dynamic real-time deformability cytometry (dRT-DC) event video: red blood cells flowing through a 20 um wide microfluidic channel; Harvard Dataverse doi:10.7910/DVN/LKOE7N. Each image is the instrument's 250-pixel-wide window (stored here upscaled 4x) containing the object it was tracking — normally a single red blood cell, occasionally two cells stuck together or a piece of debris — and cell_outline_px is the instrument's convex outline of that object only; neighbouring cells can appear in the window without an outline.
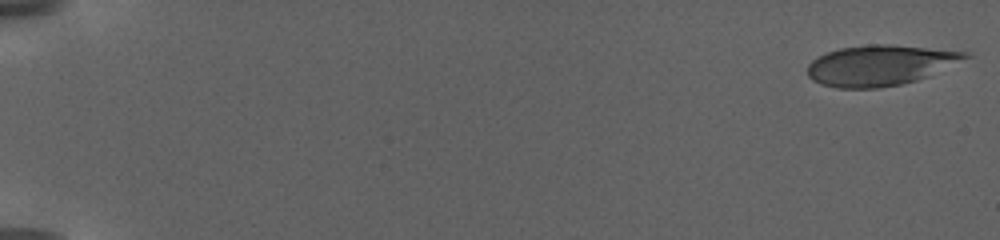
{"species": "human", "species_latin": "Homo sapiens", "temperature_condition": "warm", "stored_images_in_passage": 43, "camera_frame_rate_fps": 3000, "um_per_image_px": 0.085, "donor": {"sex": "female"}, "frame": {"image": 1, "passage_image": 1, "time_ms": 0.0, "image_size_px": [1000, 240], "cell_outline_px": [[972, 56], [928, 76], [916, 80], [900, 84], [880, 88], [836, 88], [820, 84], [812, 80], [808, 76], [808, 64], [812, 60], [828, 52], [840, 48], [872, 44], [892, 44], [968, 52]], "centroid_in_image_um": [74.8, 5.55], "position_along_channel_um": 10.2, "area_um2": 37.05}}
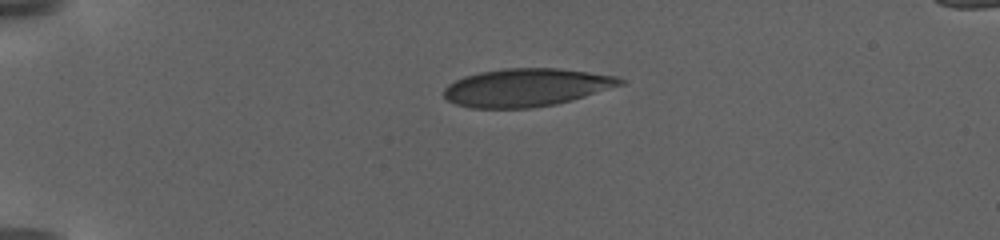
{"frame": {"image": 2, "passage_image": 25, "time_ms": 5.667, "image_size_px": [1000, 240], "cell_outline_px": [[628, 84], [556, 104], [532, 108], [468, 108], [456, 104], [448, 100], [444, 96], [444, 88], [448, 84], [464, 76], [480, 72], [504, 68], [556, 68], [588, 72], [616, 76], [628, 80]], "centroid_in_image_um": [44.78, 7.43], "position_along_channel_um": 40.2, "area_um2": 39.25}}
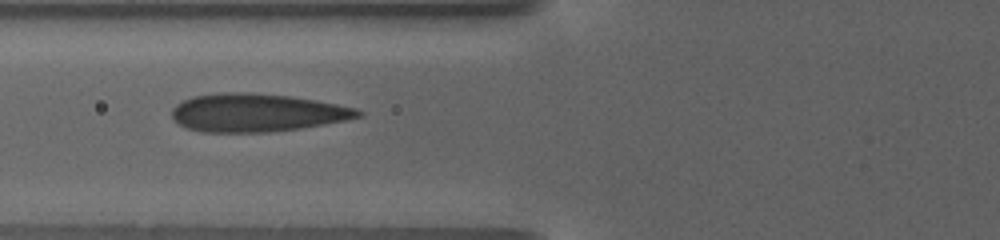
{"frame": {"image": 3, "passage_image": 42, "time_ms": 9.667, "image_size_px": [1000, 240], "cell_outline_px": [[364, 116], [348, 120], [300, 128], [272, 132], [204, 132], [184, 128], [172, 120], [172, 108], [176, 104], [192, 96], [220, 92], [252, 92], [292, 96], [316, 100], [356, 108], [364, 112]], "centroid_in_image_um": [21.82, 9.57], "position_along_channel_um": 104.0, "area_um2": 41.85}}